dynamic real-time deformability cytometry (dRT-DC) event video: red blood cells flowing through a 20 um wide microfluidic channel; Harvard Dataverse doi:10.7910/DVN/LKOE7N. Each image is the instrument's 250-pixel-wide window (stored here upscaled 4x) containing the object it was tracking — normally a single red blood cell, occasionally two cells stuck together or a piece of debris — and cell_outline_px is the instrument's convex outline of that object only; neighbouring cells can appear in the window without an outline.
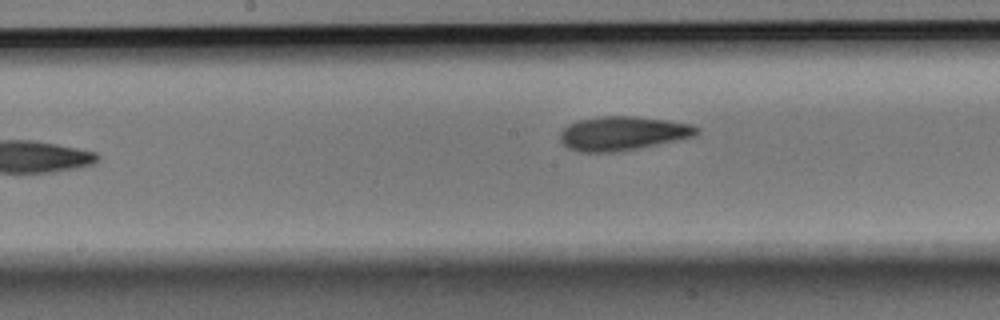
{"species": "Egyptian fruit bat (a non-hibernating species)", "species_latin": "Rousettus aegyptiacus", "temperature_condition": "room temperature", "stored_images_in_passage": 7, "camera_frame_rate_fps": 3000, "um_per_image_px": 0.085, "animal": {"sex": "male"}, "frame": {"image": 1, "passage_image": 7, "time_ms": 2.0, "image_size_px": [1000, 320], "cell_outline_px": [[700, 132], [696, 136], [640, 148], [612, 152], [580, 152], [568, 148], [560, 140], [560, 132], [568, 124], [576, 120], [600, 116], [636, 116], [668, 120], [692, 124], [700, 128]], "centroid_in_image_um": [52.95, 11.32], "position_along_channel_um": 195.3, "area_um2": 27.34}}